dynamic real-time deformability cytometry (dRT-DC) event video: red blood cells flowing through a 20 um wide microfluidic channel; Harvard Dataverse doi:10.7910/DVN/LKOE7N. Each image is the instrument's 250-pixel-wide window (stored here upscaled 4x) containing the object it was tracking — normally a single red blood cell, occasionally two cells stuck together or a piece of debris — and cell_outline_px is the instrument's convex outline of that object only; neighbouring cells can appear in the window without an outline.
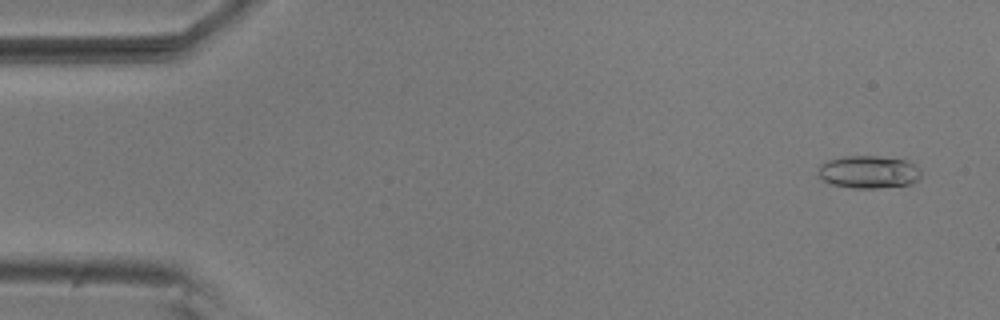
{"species": "common noctule bat (a hibernating species)", "species_latin": "Nyctalus noctula", "temperature_condition": "room temperature", "stored_images_in_passage": 54, "camera_frame_rate_fps": 3000, "um_per_image_px": 0.085, "animal": {"sex": "male", "body_mass_g": 20.5, "forearm_length_mm": 52.5}, "frame": {"image": 1, "passage_image": 3, "time_ms": 0.667, "image_size_px": [1000, 320], "cell_outline_px": [[920, 176], [912, 184], [876, 188], [852, 188], [832, 184], [824, 180], [820, 176], [820, 164], [828, 160], [844, 156], [876, 156], [904, 160], [920, 168]], "centroid_in_image_um": [73.84, 14.62], "position_along_channel_um": 11.2, "area_um2": 19.31}}
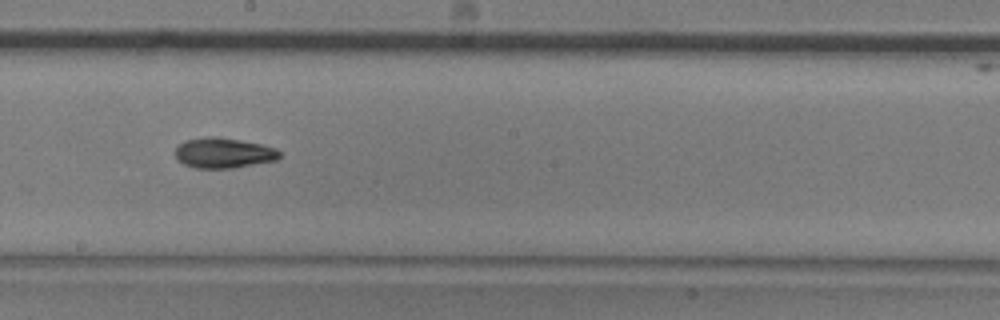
{"frame": {"image": 2, "passage_image": 30, "time_ms": 9.667, "image_size_px": [1000, 320], "cell_outline_px": [[280, 156], [276, 160], [232, 168], [196, 168], [184, 164], [176, 156], [176, 148], [184, 140], [212, 136], [216, 136], [240, 140], [260, 144], [276, 148], [280, 152]], "centroid_in_image_um": [19.01, 12.99], "position_along_channel_um": 229.2, "area_um2": 18.21}}
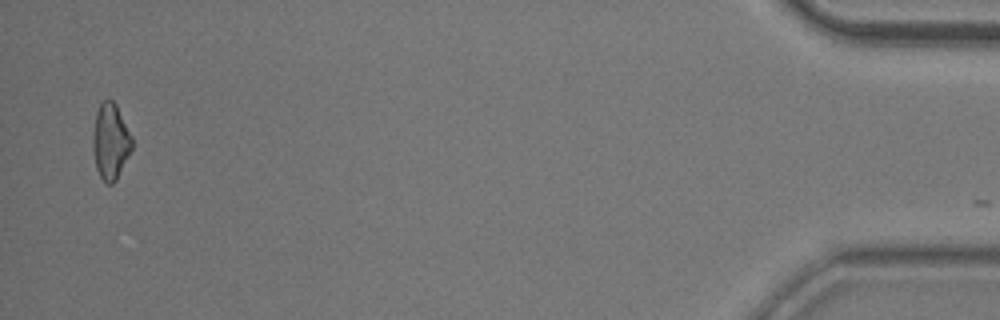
{"frame": {"image": 3, "passage_image": 53, "time_ms": 17.333, "image_size_px": [1000, 320], "cell_outline_px": [[132, 148], [116, 180], [112, 184], [108, 184], [100, 176], [96, 168], [92, 148], [92, 136], [96, 112], [100, 104], [104, 100], [112, 100], [116, 104], [132, 136]], "centroid_in_image_um": [9.38, 12.01], "position_along_channel_um": 425.8, "area_um2": 17.22}}